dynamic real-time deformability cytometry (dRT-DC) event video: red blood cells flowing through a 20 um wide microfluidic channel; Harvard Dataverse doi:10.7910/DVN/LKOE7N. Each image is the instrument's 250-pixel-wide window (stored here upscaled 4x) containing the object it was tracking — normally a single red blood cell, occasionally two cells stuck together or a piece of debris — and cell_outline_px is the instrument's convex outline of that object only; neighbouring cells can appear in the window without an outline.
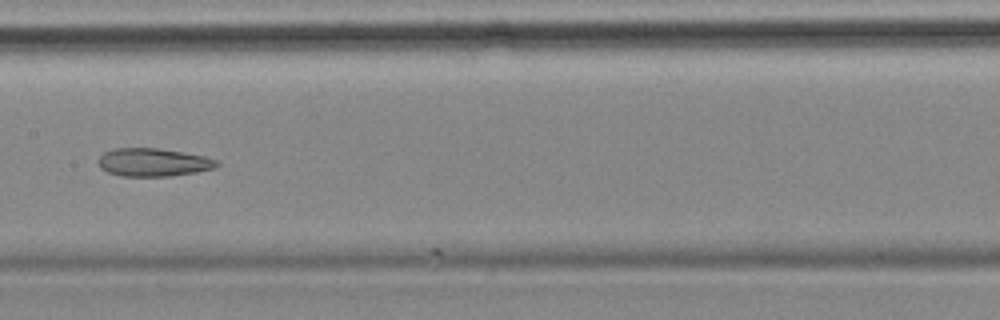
{"species": "common noctule bat (a hibernating species)", "species_latin": "Nyctalus noctula", "temperature_condition": "cold", "stored_images_in_passage": 29, "camera_frame_rate_fps": 3000, "um_per_image_px": 0.085, "animal": {"sex": "female", "body_mass_g": 18.4}, "frame": {"image": 1, "passage_image": 28, "time_ms": 9.0, "image_size_px": [1000, 320], "cell_outline_px": [[220, 164], [216, 168], [196, 172], [172, 176], [120, 176], [108, 172], [100, 168], [96, 160], [104, 152], [112, 148], [156, 148], [204, 156], [220, 160]], "centroid_in_image_um": [13.02, 13.8], "position_along_channel_um": 194.4, "area_um2": 19.59}}